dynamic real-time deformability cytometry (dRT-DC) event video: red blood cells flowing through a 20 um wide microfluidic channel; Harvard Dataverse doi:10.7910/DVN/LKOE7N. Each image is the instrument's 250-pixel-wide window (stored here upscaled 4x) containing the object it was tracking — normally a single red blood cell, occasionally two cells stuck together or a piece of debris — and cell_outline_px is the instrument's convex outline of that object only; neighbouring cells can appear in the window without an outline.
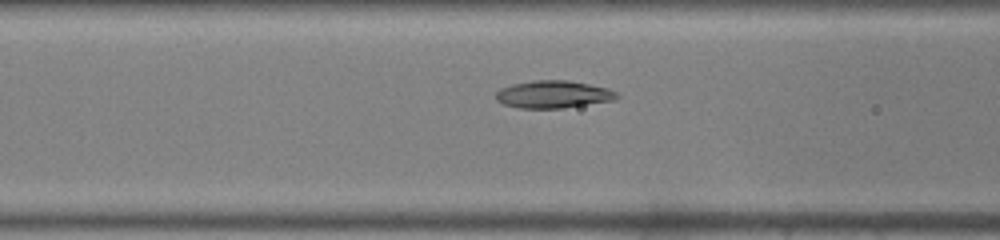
{"species": "common noctule bat (a hibernating species)", "species_latin": "Nyctalus noctula", "temperature_condition": "warm", "stored_images_in_passage": 38, "camera_frame_rate_fps": 3000, "um_per_image_px": 0.085, "animal": {"sex": "male", "body_mass_g": 19.0, "forearm_length_mm": 50.8}, "frame": {"image": 1, "passage_image": 12, "time_ms": 3.667, "image_size_px": [1000, 240], "cell_outline_px": [[620, 96], [612, 100], [564, 108], [520, 108], [504, 104], [496, 100], [496, 92], [500, 88], [512, 84], [532, 80], [568, 80], [608, 88], [616, 92]], "centroid_in_image_um": [47.0, 8.01], "position_along_channel_um": 119.6, "area_um2": 19.31}}
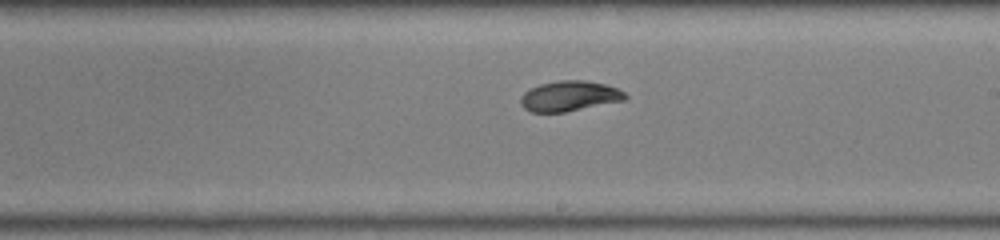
{"frame": {"image": 2, "passage_image": 20, "time_ms": 6.333, "image_size_px": [1000, 240], "cell_outline_px": [[628, 96], [624, 100], [564, 112], [532, 112], [524, 108], [520, 104], [520, 96], [524, 92], [540, 84], [556, 80], [588, 80], [604, 84], [616, 88], [624, 92]], "centroid_in_image_um": [48.38, 8.16], "position_along_channel_um": 240.6, "area_um2": 18.38}}
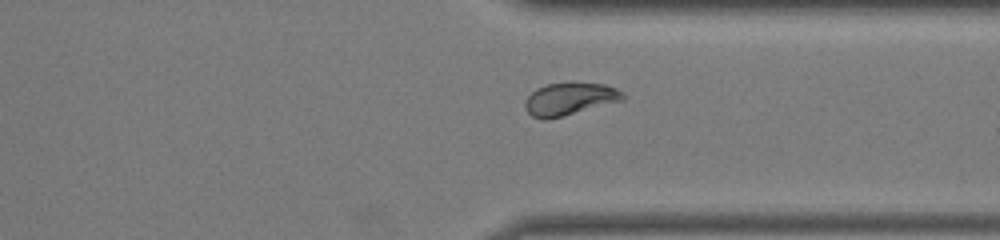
{"frame": {"image": 3, "passage_image": 28, "time_ms": 9.0, "image_size_px": [1000, 240], "cell_outline_px": [[624, 100], [548, 120], [544, 120], [532, 116], [524, 108], [524, 100], [536, 88], [548, 84], [572, 80], [604, 84], [616, 88], [624, 92]], "centroid_in_image_um": [48.42, 8.38], "position_along_channel_um": 363.0, "area_um2": 19.13}}